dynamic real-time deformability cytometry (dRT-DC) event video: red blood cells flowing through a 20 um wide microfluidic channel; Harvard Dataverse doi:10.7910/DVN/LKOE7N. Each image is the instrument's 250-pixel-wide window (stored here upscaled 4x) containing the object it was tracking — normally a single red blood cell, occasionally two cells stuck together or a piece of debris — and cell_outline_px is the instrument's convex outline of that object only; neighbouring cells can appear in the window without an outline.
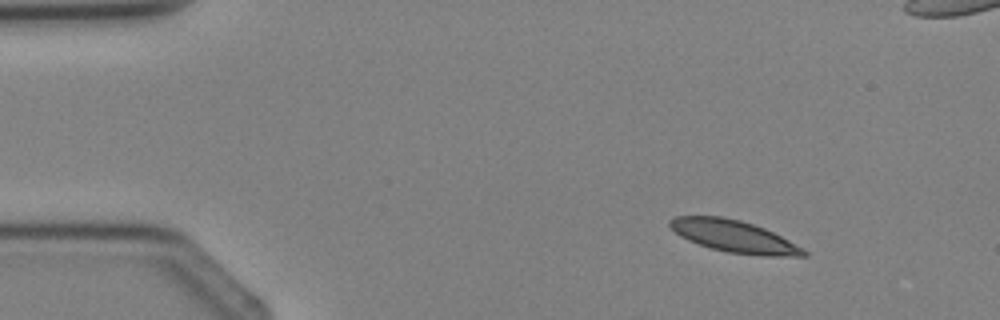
{"species": "Egyptian fruit bat (a non-hibernating species)", "species_latin": "Rousettus aegyptiacus", "temperature_condition": "cold", "stored_images_in_passage": 3, "camera_frame_rate_fps": 3000, "um_per_image_px": 0.085, "animal": {"sex": "female"}, "frame": {"image": 1, "passage_image": 1, "time_ms": 0.0, "image_size_px": [1000, 320], "cell_outline_px": [[808, 256], [760, 256], [728, 252], [712, 248], [688, 240], [680, 236], [668, 224], [668, 220], [676, 216], [720, 216], [740, 220], [764, 228], [804, 248], [808, 252]], "centroid_in_image_um": [62.4, 20.09], "position_along_channel_um": 22.6, "area_um2": 24.8}}